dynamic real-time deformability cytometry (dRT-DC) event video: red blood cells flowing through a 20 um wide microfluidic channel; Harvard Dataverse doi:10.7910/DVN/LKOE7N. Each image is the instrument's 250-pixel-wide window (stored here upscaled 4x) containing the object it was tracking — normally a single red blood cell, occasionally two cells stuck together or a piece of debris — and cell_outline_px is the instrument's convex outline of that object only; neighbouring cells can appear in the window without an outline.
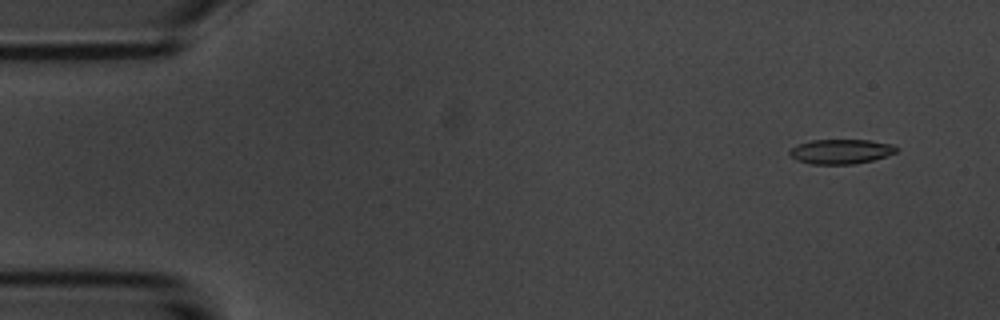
{"species": "common noctule bat (a hibernating species)", "species_latin": "Nyctalus noctula", "temperature_condition": "room temperature", "stored_images_in_passage": 54, "camera_frame_rate_fps": 3000, "um_per_image_px": 0.085, "animal": {"sex": "male", "body_mass_g": 20.1, "forearm_length_mm": 53.5}, "frame": {"image": 1, "passage_image": 4, "time_ms": 1.0, "image_size_px": [1000, 320], "cell_outline_px": [[900, 148], [896, 152], [872, 160], [852, 164], [812, 164], [796, 160], [788, 152], [796, 144], [812, 140], [868, 140], [892, 144]], "centroid_in_image_um": [71.46, 12.87], "position_along_channel_um": 13.5, "area_um2": 15.26}}
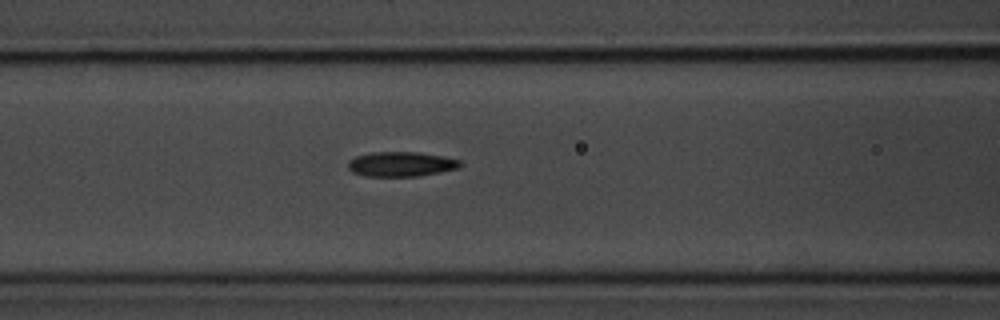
{"frame": {"image": 2, "passage_image": 22, "time_ms": 7.0, "image_size_px": [1000, 320], "cell_outline_px": [[464, 164], [460, 168], [420, 176], [364, 176], [352, 172], [348, 168], [348, 160], [356, 156], [372, 152], [416, 152], [440, 156], [460, 160]], "centroid_in_image_um": [34.09, 13.95], "position_along_channel_um": 132.5, "area_um2": 16.24}}
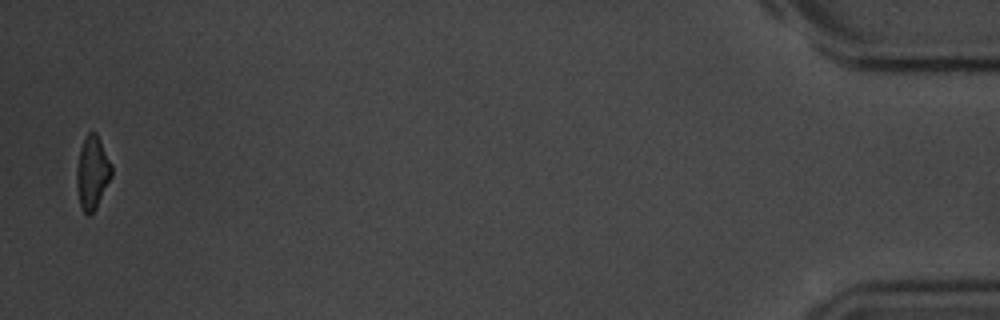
{"frame": {"image": 3, "passage_image": 53, "time_ms": 17.333, "image_size_px": [1000, 320], "cell_outline_px": [[112, 176], [96, 208], [88, 216], [84, 212], [80, 204], [76, 188], [76, 172], [80, 148], [88, 132], [96, 132], [112, 164]], "centroid_in_image_um": [7.85, 14.68], "position_along_channel_um": 427.4, "area_um2": 14.85}, "authors_computed_cell_mechanics": {"area_um2": 16.0106, "velocity_mm_per_s": 3.7451, "shape_relaxation_time_tau1_ms": 2.3669, "shape_relaxation_time_tau2_ms": 2.594, "deformation_change_tau1": 0.1462, "deformation_change_tau2": 0.1046}}